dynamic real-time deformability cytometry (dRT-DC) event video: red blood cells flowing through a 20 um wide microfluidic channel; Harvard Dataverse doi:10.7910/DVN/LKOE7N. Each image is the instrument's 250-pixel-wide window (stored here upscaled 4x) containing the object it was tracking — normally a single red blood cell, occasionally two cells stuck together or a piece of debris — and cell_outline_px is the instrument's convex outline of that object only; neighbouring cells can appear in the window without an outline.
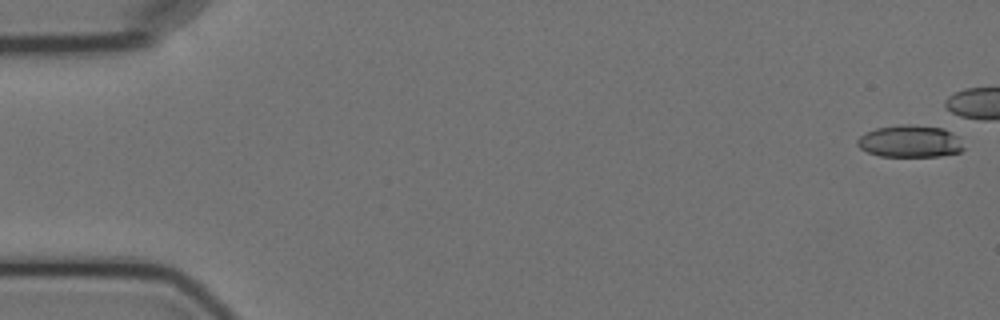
{"species": "Egyptian fruit bat (a non-hibernating species)", "species_latin": "Rousettus aegyptiacus", "temperature_condition": "cold", "stored_images_in_passage": 7, "camera_frame_rate_fps": 3000, "um_per_image_px": 0.085, "animal": {"sex": "female"}, "frame": {"image": 1, "passage_image": 1, "time_ms": 0.0, "image_size_px": [1000, 320], "cell_outline_px": [[964, 148], [960, 152], [940, 156], [880, 156], [868, 152], [860, 148], [856, 144], [856, 140], [860, 136], [876, 128], [900, 124], [912, 124], [944, 128], [952, 132], [956, 136]], "centroid_in_image_um": [77.34, 12.0], "position_along_channel_um": 7.7, "area_um2": 19.88}}